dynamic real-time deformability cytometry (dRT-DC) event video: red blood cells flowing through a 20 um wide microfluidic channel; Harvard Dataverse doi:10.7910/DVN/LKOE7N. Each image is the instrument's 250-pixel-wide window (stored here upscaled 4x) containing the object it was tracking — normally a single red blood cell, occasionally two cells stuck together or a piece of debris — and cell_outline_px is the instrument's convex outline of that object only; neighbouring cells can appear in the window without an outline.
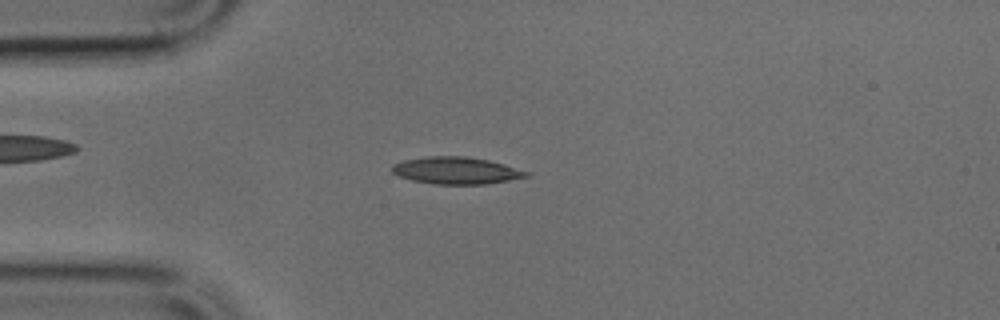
{"species": "common noctule bat (a hibernating species)", "species_latin": "Nyctalus noctula", "temperature_condition": "cold", "stored_images_in_passage": 44, "camera_frame_rate_fps": 3000, "um_per_image_px": 0.085, "animal": {"sex": "male", "body_mass_g": 17.9, "forearm_length_mm": 54.2}, "frame": {"image": 1, "passage_image": 8, "time_ms": 2.333, "image_size_px": [1000, 320], "cell_outline_px": [[532, 176], [484, 184], [436, 184], [412, 180], [400, 176], [392, 172], [392, 164], [404, 160], [428, 156], [464, 156], [488, 160], [504, 164], [532, 172]], "centroid_in_image_um": [38.82, 14.49], "position_along_channel_um": 46.2, "area_um2": 21.15}}
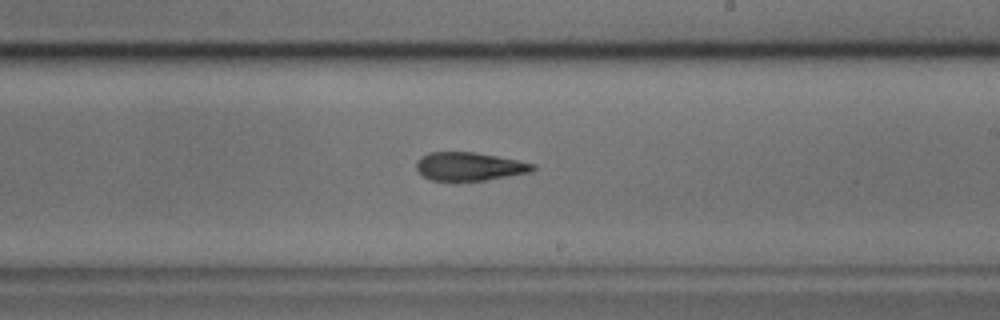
{"frame": {"image": 2, "passage_image": 24, "time_ms": 7.667, "image_size_px": [1000, 320], "cell_outline_px": [[536, 168], [532, 172], [484, 180], [432, 180], [424, 176], [416, 168], [416, 164], [420, 156], [428, 152], [472, 152], [496, 156], [536, 164]], "centroid_in_image_um": [39.9, 14.14], "position_along_channel_um": 249.1, "area_um2": 19.02}}
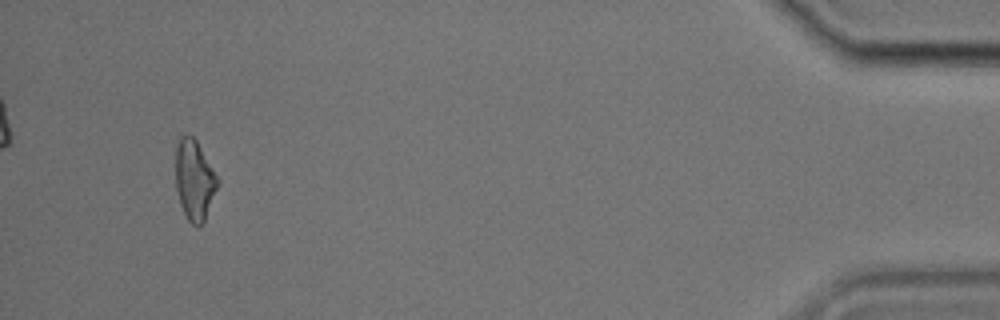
{"frame": {"image": 3, "passage_image": 42, "time_ms": 13.667, "image_size_px": [1000, 320], "cell_outline_px": [[220, 184], [204, 220], [196, 228], [188, 220], [180, 204], [176, 188], [176, 148], [180, 136], [192, 136], [196, 140], [220, 180]], "centroid_in_image_um": [16.54, 15.32], "position_along_channel_um": 418.7, "area_um2": 19.54}}